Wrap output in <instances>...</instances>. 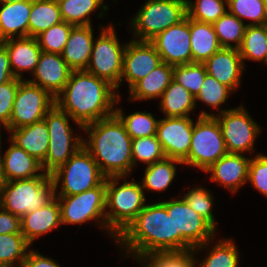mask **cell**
<instances>
[{
  "mask_svg": "<svg viewBox=\"0 0 267 267\" xmlns=\"http://www.w3.org/2000/svg\"><path fill=\"white\" fill-rule=\"evenodd\" d=\"M116 241L127 253L132 252L134 258L153 253L191 252L193 249L179 233H175L166 201L146 204Z\"/></svg>",
  "mask_w": 267,
  "mask_h": 267,
  "instance_id": "6da1fadb",
  "label": "cell"
},
{
  "mask_svg": "<svg viewBox=\"0 0 267 267\" xmlns=\"http://www.w3.org/2000/svg\"><path fill=\"white\" fill-rule=\"evenodd\" d=\"M107 81L85 70L72 71L65 88L55 97V105L80 128L114 115L120 99Z\"/></svg>",
  "mask_w": 267,
  "mask_h": 267,
  "instance_id": "7a4b0ae2",
  "label": "cell"
},
{
  "mask_svg": "<svg viewBox=\"0 0 267 267\" xmlns=\"http://www.w3.org/2000/svg\"><path fill=\"white\" fill-rule=\"evenodd\" d=\"M82 129L89 134V142L83 139V147L105 177H126L130 174L133 168L132 139L115 114Z\"/></svg>",
  "mask_w": 267,
  "mask_h": 267,
  "instance_id": "3957f363",
  "label": "cell"
},
{
  "mask_svg": "<svg viewBox=\"0 0 267 267\" xmlns=\"http://www.w3.org/2000/svg\"><path fill=\"white\" fill-rule=\"evenodd\" d=\"M125 177H106L105 212L107 232L117 239L127 227L135 220L136 216L145 207L146 197L141 182L125 181L119 187V179Z\"/></svg>",
  "mask_w": 267,
  "mask_h": 267,
  "instance_id": "277c9868",
  "label": "cell"
},
{
  "mask_svg": "<svg viewBox=\"0 0 267 267\" xmlns=\"http://www.w3.org/2000/svg\"><path fill=\"white\" fill-rule=\"evenodd\" d=\"M51 175L3 182L0 192V207L22 218L27 213L46 206L56 198Z\"/></svg>",
  "mask_w": 267,
  "mask_h": 267,
  "instance_id": "5b68a950",
  "label": "cell"
},
{
  "mask_svg": "<svg viewBox=\"0 0 267 267\" xmlns=\"http://www.w3.org/2000/svg\"><path fill=\"white\" fill-rule=\"evenodd\" d=\"M50 175L55 190L62 179L61 192L56 196H72L85 192L99 186L106 178L83 146Z\"/></svg>",
  "mask_w": 267,
  "mask_h": 267,
  "instance_id": "8992f818",
  "label": "cell"
},
{
  "mask_svg": "<svg viewBox=\"0 0 267 267\" xmlns=\"http://www.w3.org/2000/svg\"><path fill=\"white\" fill-rule=\"evenodd\" d=\"M186 15V0H147L130 24L134 37L137 36L139 41H150L178 24Z\"/></svg>",
  "mask_w": 267,
  "mask_h": 267,
  "instance_id": "52a82bcc",
  "label": "cell"
},
{
  "mask_svg": "<svg viewBox=\"0 0 267 267\" xmlns=\"http://www.w3.org/2000/svg\"><path fill=\"white\" fill-rule=\"evenodd\" d=\"M227 153L217 118L199 115L193 127L189 154L183 164L206 171Z\"/></svg>",
  "mask_w": 267,
  "mask_h": 267,
  "instance_id": "ba28073f",
  "label": "cell"
},
{
  "mask_svg": "<svg viewBox=\"0 0 267 267\" xmlns=\"http://www.w3.org/2000/svg\"><path fill=\"white\" fill-rule=\"evenodd\" d=\"M71 118L66 112L54 105L44 118L49 131V148L42 168L51 174L83 146V138L74 137L69 124Z\"/></svg>",
  "mask_w": 267,
  "mask_h": 267,
  "instance_id": "9c48e42d",
  "label": "cell"
},
{
  "mask_svg": "<svg viewBox=\"0 0 267 267\" xmlns=\"http://www.w3.org/2000/svg\"><path fill=\"white\" fill-rule=\"evenodd\" d=\"M107 27H102L98 39L94 40L90 61L85 71L118 89L126 44L120 45L112 25Z\"/></svg>",
  "mask_w": 267,
  "mask_h": 267,
  "instance_id": "30bf717a",
  "label": "cell"
},
{
  "mask_svg": "<svg viewBox=\"0 0 267 267\" xmlns=\"http://www.w3.org/2000/svg\"><path fill=\"white\" fill-rule=\"evenodd\" d=\"M243 105L229 110H220L219 115L201 112L200 116H215L221 127L228 153L253 152L255 138L260 132L258 124L250 117Z\"/></svg>",
  "mask_w": 267,
  "mask_h": 267,
  "instance_id": "8fae6325",
  "label": "cell"
},
{
  "mask_svg": "<svg viewBox=\"0 0 267 267\" xmlns=\"http://www.w3.org/2000/svg\"><path fill=\"white\" fill-rule=\"evenodd\" d=\"M61 209L62 224H79L100 219L106 225V179L97 187L72 196H56ZM103 218V219H102ZM102 219V221H101Z\"/></svg>",
  "mask_w": 267,
  "mask_h": 267,
  "instance_id": "7c38bea8",
  "label": "cell"
},
{
  "mask_svg": "<svg viewBox=\"0 0 267 267\" xmlns=\"http://www.w3.org/2000/svg\"><path fill=\"white\" fill-rule=\"evenodd\" d=\"M55 105V98L47 91L28 80L19 83L12 107L7 131L32 125L43 120Z\"/></svg>",
  "mask_w": 267,
  "mask_h": 267,
  "instance_id": "4fadbf2b",
  "label": "cell"
},
{
  "mask_svg": "<svg viewBox=\"0 0 267 267\" xmlns=\"http://www.w3.org/2000/svg\"><path fill=\"white\" fill-rule=\"evenodd\" d=\"M166 209L175 224V233L193 248L203 250L215 236V229L182 198L166 201Z\"/></svg>",
  "mask_w": 267,
  "mask_h": 267,
  "instance_id": "5bb4252c",
  "label": "cell"
},
{
  "mask_svg": "<svg viewBox=\"0 0 267 267\" xmlns=\"http://www.w3.org/2000/svg\"><path fill=\"white\" fill-rule=\"evenodd\" d=\"M150 42L161 56L162 62L172 66L192 63L190 44V18L170 26L156 35Z\"/></svg>",
  "mask_w": 267,
  "mask_h": 267,
  "instance_id": "9a60e30c",
  "label": "cell"
},
{
  "mask_svg": "<svg viewBox=\"0 0 267 267\" xmlns=\"http://www.w3.org/2000/svg\"><path fill=\"white\" fill-rule=\"evenodd\" d=\"M194 123L189 117L159 119L156 137L166 157L183 162L189 154Z\"/></svg>",
  "mask_w": 267,
  "mask_h": 267,
  "instance_id": "2e32d148",
  "label": "cell"
},
{
  "mask_svg": "<svg viewBox=\"0 0 267 267\" xmlns=\"http://www.w3.org/2000/svg\"><path fill=\"white\" fill-rule=\"evenodd\" d=\"M161 63V56L150 41L130 40L123 54L120 83L126 80L130 89Z\"/></svg>",
  "mask_w": 267,
  "mask_h": 267,
  "instance_id": "e0dca14e",
  "label": "cell"
},
{
  "mask_svg": "<svg viewBox=\"0 0 267 267\" xmlns=\"http://www.w3.org/2000/svg\"><path fill=\"white\" fill-rule=\"evenodd\" d=\"M61 54L41 52L30 83L47 90L54 98L65 88L72 73Z\"/></svg>",
  "mask_w": 267,
  "mask_h": 267,
  "instance_id": "ac0fdd59",
  "label": "cell"
},
{
  "mask_svg": "<svg viewBox=\"0 0 267 267\" xmlns=\"http://www.w3.org/2000/svg\"><path fill=\"white\" fill-rule=\"evenodd\" d=\"M207 74L219 83L229 87L233 92L240 85L244 65L236 48L221 47L204 62Z\"/></svg>",
  "mask_w": 267,
  "mask_h": 267,
  "instance_id": "d6986e66",
  "label": "cell"
},
{
  "mask_svg": "<svg viewBox=\"0 0 267 267\" xmlns=\"http://www.w3.org/2000/svg\"><path fill=\"white\" fill-rule=\"evenodd\" d=\"M250 160V157L246 158L243 154L227 153L205 172L211 174V181L236 193L248 181Z\"/></svg>",
  "mask_w": 267,
  "mask_h": 267,
  "instance_id": "ffe728a7",
  "label": "cell"
},
{
  "mask_svg": "<svg viewBox=\"0 0 267 267\" xmlns=\"http://www.w3.org/2000/svg\"><path fill=\"white\" fill-rule=\"evenodd\" d=\"M0 43L8 52L14 77L23 79L22 71L34 73L42 52L37 38L31 36L16 37L6 39Z\"/></svg>",
  "mask_w": 267,
  "mask_h": 267,
  "instance_id": "44dd1931",
  "label": "cell"
},
{
  "mask_svg": "<svg viewBox=\"0 0 267 267\" xmlns=\"http://www.w3.org/2000/svg\"><path fill=\"white\" fill-rule=\"evenodd\" d=\"M11 145L5 151V155L0 154L1 176L4 182L29 179L41 176L43 171L42 163L36 158L27 154L22 148L11 141Z\"/></svg>",
  "mask_w": 267,
  "mask_h": 267,
  "instance_id": "7402d4cb",
  "label": "cell"
},
{
  "mask_svg": "<svg viewBox=\"0 0 267 267\" xmlns=\"http://www.w3.org/2000/svg\"><path fill=\"white\" fill-rule=\"evenodd\" d=\"M94 42L92 25L73 26L62 58L73 71L86 70Z\"/></svg>",
  "mask_w": 267,
  "mask_h": 267,
  "instance_id": "603a6c76",
  "label": "cell"
},
{
  "mask_svg": "<svg viewBox=\"0 0 267 267\" xmlns=\"http://www.w3.org/2000/svg\"><path fill=\"white\" fill-rule=\"evenodd\" d=\"M60 224H62L61 209L57 198H55L46 206L24 215L21 218V232L31 245L38 237L58 228Z\"/></svg>",
  "mask_w": 267,
  "mask_h": 267,
  "instance_id": "cb8c5ba5",
  "label": "cell"
},
{
  "mask_svg": "<svg viewBox=\"0 0 267 267\" xmlns=\"http://www.w3.org/2000/svg\"><path fill=\"white\" fill-rule=\"evenodd\" d=\"M9 132L10 141L39 162L45 161L49 148V131L44 119Z\"/></svg>",
  "mask_w": 267,
  "mask_h": 267,
  "instance_id": "d4e9b609",
  "label": "cell"
},
{
  "mask_svg": "<svg viewBox=\"0 0 267 267\" xmlns=\"http://www.w3.org/2000/svg\"><path fill=\"white\" fill-rule=\"evenodd\" d=\"M0 9V42L28 36L31 0L4 3Z\"/></svg>",
  "mask_w": 267,
  "mask_h": 267,
  "instance_id": "484cf974",
  "label": "cell"
},
{
  "mask_svg": "<svg viewBox=\"0 0 267 267\" xmlns=\"http://www.w3.org/2000/svg\"><path fill=\"white\" fill-rule=\"evenodd\" d=\"M173 70L174 66L162 62L129 89V99L136 101L161 97L173 80Z\"/></svg>",
  "mask_w": 267,
  "mask_h": 267,
  "instance_id": "4316f807",
  "label": "cell"
},
{
  "mask_svg": "<svg viewBox=\"0 0 267 267\" xmlns=\"http://www.w3.org/2000/svg\"><path fill=\"white\" fill-rule=\"evenodd\" d=\"M192 62L204 63L220 48L213 24L190 18Z\"/></svg>",
  "mask_w": 267,
  "mask_h": 267,
  "instance_id": "83f0119b",
  "label": "cell"
},
{
  "mask_svg": "<svg viewBox=\"0 0 267 267\" xmlns=\"http://www.w3.org/2000/svg\"><path fill=\"white\" fill-rule=\"evenodd\" d=\"M62 21L57 0H31L28 36L36 38Z\"/></svg>",
  "mask_w": 267,
  "mask_h": 267,
  "instance_id": "f1b7e54d",
  "label": "cell"
},
{
  "mask_svg": "<svg viewBox=\"0 0 267 267\" xmlns=\"http://www.w3.org/2000/svg\"><path fill=\"white\" fill-rule=\"evenodd\" d=\"M195 105L192 94L174 80L161 95L160 110L166 117H189Z\"/></svg>",
  "mask_w": 267,
  "mask_h": 267,
  "instance_id": "f546056e",
  "label": "cell"
},
{
  "mask_svg": "<svg viewBox=\"0 0 267 267\" xmlns=\"http://www.w3.org/2000/svg\"><path fill=\"white\" fill-rule=\"evenodd\" d=\"M183 164V162L165 157L145 168L144 178H142V189L153 191H164L167 189L175 178V164Z\"/></svg>",
  "mask_w": 267,
  "mask_h": 267,
  "instance_id": "4dcf8cb0",
  "label": "cell"
},
{
  "mask_svg": "<svg viewBox=\"0 0 267 267\" xmlns=\"http://www.w3.org/2000/svg\"><path fill=\"white\" fill-rule=\"evenodd\" d=\"M239 54L244 60L264 61L267 59V26L247 25L240 47Z\"/></svg>",
  "mask_w": 267,
  "mask_h": 267,
  "instance_id": "1f68e13d",
  "label": "cell"
},
{
  "mask_svg": "<svg viewBox=\"0 0 267 267\" xmlns=\"http://www.w3.org/2000/svg\"><path fill=\"white\" fill-rule=\"evenodd\" d=\"M104 0H58L62 20L77 25H92L88 17L102 5L103 11L108 10L107 5H103Z\"/></svg>",
  "mask_w": 267,
  "mask_h": 267,
  "instance_id": "d6a6232c",
  "label": "cell"
},
{
  "mask_svg": "<svg viewBox=\"0 0 267 267\" xmlns=\"http://www.w3.org/2000/svg\"><path fill=\"white\" fill-rule=\"evenodd\" d=\"M30 246L22 233L0 234V266L22 267Z\"/></svg>",
  "mask_w": 267,
  "mask_h": 267,
  "instance_id": "836d02e7",
  "label": "cell"
},
{
  "mask_svg": "<svg viewBox=\"0 0 267 267\" xmlns=\"http://www.w3.org/2000/svg\"><path fill=\"white\" fill-rule=\"evenodd\" d=\"M213 26L221 47L236 49L240 47L247 24L227 11L213 23ZM230 42H234L235 45Z\"/></svg>",
  "mask_w": 267,
  "mask_h": 267,
  "instance_id": "e575fe53",
  "label": "cell"
},
{
  "mask_svg": "<svg viewBox=\"0 0 267 267\" xmlns=\"http://www.w3.org/2000/svg\"><path fill=\"white\" fill-rule=\"evenodd\" d=\"M114 114L124 124L126 132L130 135L131 139L156 135L159 120H156L151 113L140 111L124 116L122 110L117 108Z\"/></svg>",
  "mask_w": 267,
  "mask_h": 267,
  "instance_id": "d590c367",
  "label": "cell"
},
{
  "mask_svg": "<svg viewBox=\"0 0 267 267\" xmlns=\"http://www.w3.org/2000/svg\"><path fill=\"white\" fill-rule=\"evenodd\" d=\"M206 74L204 63L192 62L174 66L173 80L182 85L195 98L202 88Z\"/></svg>",
  "mask_w": 267,
  "mask_h": 267,
  "instance_id": "8d00e7d4",
  "label": "cell"
},
{
  "mask_svg": "<svg viewBox=\"0 0 267 267\" xmlns=\"http://www.w3.org/2000/svg\"><path fill=\"white\" fill-rule=\"evenodd\" d=\"M228 0H186L187 16L199 22L213 24L227 11Z\"/></svg>",
  "mask_w": 267,
  "mask_h": 267,
  "instance_id": "74e56055",
  "label": "cell"
},
{
  "mask_svg": "<svg viewBox=\"0 0 267 267\" xmlns=\"http://www.w3.org/2000/svg\"><path fill=\"white\" fill-rule=\"evenodd\" d=\"M198 266L200 267H238L239 255L232 239L220 240Z\"/></svg>",
  "mask_w": 267,
  "mask_h": 267,
  "instance_id": "f35d334b",
  "label": "cell"
},
{
  "mask_svg": "<svg viewBox=\"0 0 267 267\" xmlns=\"http://www.w3.org/2000/svg\"><path fill=\"white\" fill-rule=\"evenodd\" d=\"M73 26V24L62 21L39 34L36 38L41 50L47 53L61 54Z\"/></svg>",
  "mask_w": 267,
  "mask_h": 267,
  "instance_id": "ab89813d",
  "label": "cell"
},
{
  "mask_svg": "<svg viewBox=\"0 0 267 267\" xmlns=\"http://www.w3.org/2000/svg\"><path fill=\"white\" fill-rule=\"evenodd\" d=\"M165 157L161 143L158 141L156 135L132 139L133 167L136 165V161L147 163L148 166Z\"/></svg>",
  "mask_w": 267,
  "mask_h": 267,
  "instance_id": "60d3db41",
  "label": "cell"
},
{
  "mask_svg": "<svg viewBox=\"0 0 267 267\" xmlns=\"http://www.w3.org/2000/svg\"><path fill=\"white\" fill-rule=\"evenodd\" d=\"M229 12L241 21L248 18L251 21L247 25L265 24V9L263 0H228ZM253 20V21H252Z\"/></svg>",
  "mask_w": 267,
  "mask_h": 267,
  "instance_id": "b9f144b4",
  "label": "cell"
},
{
  "mask_svg": "<svg viewBox=\"0 0 267 267\" xmlns=\"http://www.w3.org/2000/svg\"><path fill=\"white\" fill-rule=\"evenodd\" d=\"M182 198L216 230V222L212 214L214 200L208 190L203 187H194Z\"/></svg>",
  "mask_w": 267,
  "mask_h": 267,
  "instance_id": "7bdbcfd3",
  "label": "cell"
},
{
  "mask_svg": "<svg viewBox=\"0 0 267 267\" xmlns=\"http://www.w3.org/2000/svg\"><path fill=\"white\" fill-rule=\"evenodd\" d=\"M232 92L233 91L229 87L219 83L211 75L206 74L202 88L195 97V103L197 100H200L214 109H220L219 106L226 102L228 94H231Z\"/></svg>",
  "mask_w": 267,
  "mask_h": 267,
  "instance_id": "ee69618b",
  "label": "cell"
},
{
  "mask_svg": "<svg viewBox=\"0 0 267 267\" xmlns=\"http://www.w3.org/2000/svg\"><path fill=\"white\" fill-rule=\"evenodd\" d=\"M193 255L192 252L153 253L143 258L152 267H194L197 261Z\"/></svg>",
  "mask_w": 267,
  "mask_h": 267,
  "instance_id": "f6af8a7d",
  "label": "cell"
},
{
  "mask_svg": "<svg viewBox=\"0 0 267 267\" xmlns=\"http://www.w3.org/2000/svg\"><path fill=\"white\" fill-rule=\"evenodd\" d=\"M22 79L13 78L0 85V124L5 128L10 124L15 95Z\"/></svg>",
  "mask_w": 267,
  "mask_h": 267,
  "instance_id": "bcb514c9",
  "label": "cell"
},
{
  "mask_svg": "<svg viewBox=\"0 0 267 267\" xmlns=\"http://www.w3.org/2000/svg\"><path fill=\"white\" fill-rule=\"evenodd\" d=\"M248 181L267 197V156L257 154L249 163Z\"/></svg>",
  "mask_w": 267,
  "mask_h": 267,
  "instance_id": "7dc6e473",
  "label": "cell"
},
{
  "mask_svg": "<svg viewBox=\"0 0 267 267\" xmlns=\"http://www.w3.org/2000/svg\"><path fill=\"white\" fill-rule=\"evenodd\" d=\"M0 208V234L22 233L21 218Z\"/></svg>",
  "mask_w": 267,
  "mask_h": 267,
  "instance_id": "c3c4849f",
  "label": "cell"
},
{
  "mask_svg": "<svg viewBox=\"0 0 267 267\" xmlns=\"http://www.w3.org/2000/svg\"><path fill=\"white\" fill-rule=\"evenodd\" d=\"M22 267H61L57 262H54L51 258L44 257L34 250L27 252L26 259Z\"/></svg>",
  "mask_w": 267,
  "mask_h": 267,
  "instance_id": "681fc988",
  "label": "cell"
},
{
  "mask_svg": "<svg viewBox=\"0 0 267 267\" xmlns=\"http://www.w3.org/2000/svg\"><path fill=\"white\" fill-rule=\"evenodd\" d=\"M15 78L10 66L9 55L6 48L0 43V85Z\"/></svg>",
  "mask_w": 267,
  "mask_h": 267,
  "instance_id": "f907efd6",
  "label": "cell"
},
{
  "mask_svg": "<svg viewBox=\"0 0 267 267\" xmlns=\"http://www.w3.org/2000/svg\"><path fill=\"white\" fill-rule=\"evenodd\" d=\"M136 259L144 266V267H152L148 262L146 263V260L142 257H136ZM143 259V260H142Z\"/></svg>",
  "mask_w": 267,
  "mask_h": 267,
  "instance_id": "816d5d0a",
  "label": "cell"
},
{
  "mask_svg": "<svg viewBox=\"0 0 267 267\" xmlns=\"http://www.w3.org/2000/svg\"><path fill=\"white\" fill-rule=\"evenodd\" d=\"M20 1H26V0H0V3L4 4V3H13V2H20Z\"/></svg>",
  "mask_w": 267,
  "mask_h": 267,
  "instance_id": "f5cc1de1",
  "label": "cell"
},
{
  "mask_svg": "<svg viewBox=\"0 0 267 267\" xmlns=\"http://www.w3.org/2000/svg\"><path fill=\"white\" fill-rule=\"evenodd\" d=\"M264 1V9H265V25L267 26V0Z\"/></svg>",
  "mask_w": 267,
  "mask_h": 267,
  "instance_id": "db71d44e",
  "label": "cell"
},
{
  "mask_svg": "<svg viewBox=\"0 0 267 267\" xmlns=\"http://www.w3.org/2000/svg\"><path fill=\"white\" fill-rule=\"evenodd\" d=\"M3 179H2V176H1V169H0V192H1V188H2V185H3Z\"/></svg>",
  "mask_w": 267,
  "mask_h": 267,
  "instance_id": "11a10c76",
  "label": "cell"
},
{
  "mask_svg": "<svg viewBox=\"0 0 267 267\" xmlns=\"http://www.w3.org/2000/svg\"><path fill=\"white\" fill-rule=\"evenodd\" d=\"M0 127H3V126H1V124H0ZM0 145H1V134H0ZM0 148H1V146H0Z\"/></svg>",
  "mask_w": 267,
  "mask_h": 267,
  "instance_id": "9f6ffc18",
  "label": "cell"
}]
</instances>
